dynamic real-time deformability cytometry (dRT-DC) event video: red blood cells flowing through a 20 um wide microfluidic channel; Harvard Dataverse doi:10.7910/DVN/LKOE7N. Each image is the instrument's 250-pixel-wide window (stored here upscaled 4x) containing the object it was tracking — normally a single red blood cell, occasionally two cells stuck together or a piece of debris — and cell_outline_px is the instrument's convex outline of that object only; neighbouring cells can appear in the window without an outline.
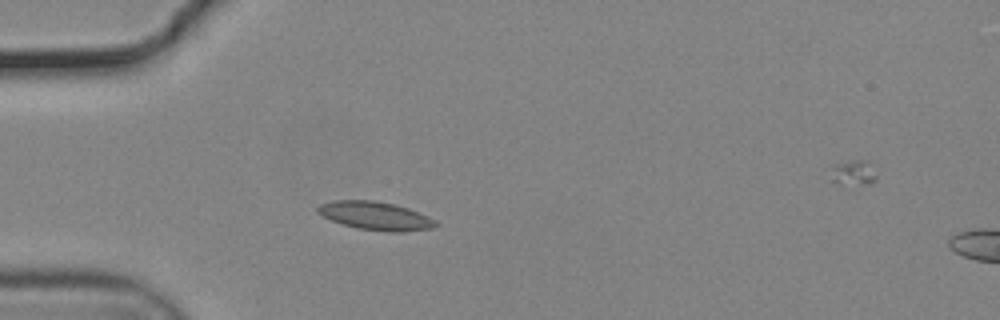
{"species": "common noctule bat (a hibernating species)", "species_latin": "Nyctalus noctula", "temperature_condition": "cold", "stored_images_in_passage": 54, "camera_frame_rate_fps": 3000, "um_per_image_px": 0.085, "animal": {"sex": "male", "body_mass_g": 19.2, "forearm_length_mm": 51.8}, "frame": {"image": 1, "passage_image": 14, "time_ms": 4.333, "image_size_px": [1000, 320], "cell_outline_px": [[440, 224], [432, 228], [400, 232], [388, 232], [356, 228], [332, 220], [316, 212], [316, 208], [320, 204], [332, 200], [376, 200], [396, 204], [408, 208], [428, 216], [436, 220]], "centroid_in_image_um": [31.93, 18.34], "position_along_channel_um": 53.1, "area_um2": 19.59}}
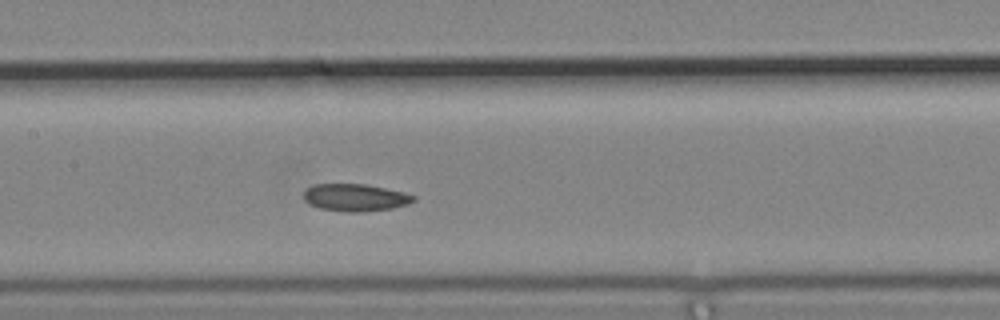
{"frame": {"image": 2, "passage_image": 25, "time_ms": 8.0, "image_size_px": [1000, 320], "cell_outline_px": [[416, 200], [408, 204], [392, 208], [360, 212], [344, 212], [320, 208], [308, 204], [304, 200], [304, 192], [308, 188], [316, 184], [364, 184], [404, 192], [416, 196]], "centroid_in_image_um": [30.2, 16.8], "position_along_channel_um": 177.2, "area_um2": 17.46}}
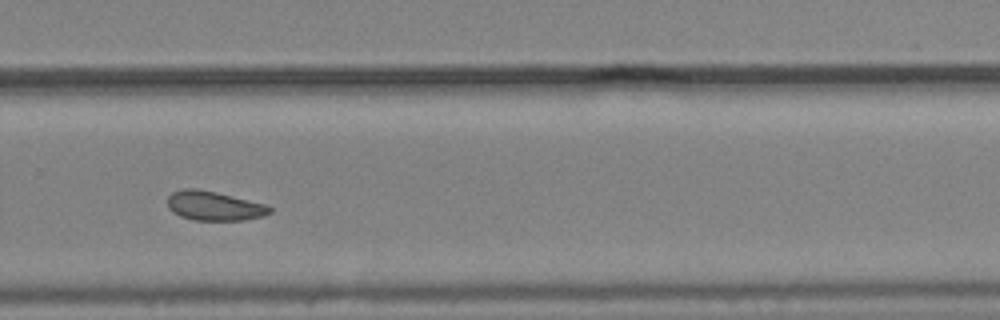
{"frame": {"image": 3, "passage_image": 36, "time_ms": 11.667, "image_size_px": [1000, 320], "cell_outline_px": [[272, 212], [264, 216], [244, 220], [192, 220], [180, 216], [172, 212], [168, 208], [168, 196], [172, 192], [184, 188], [196, 188], [216, 192], [264, 204], [272, 208]], "centroid_in_image_um": [18.17, 17.5], "position_along_channel_um": 311.6, "area_um2": 17.46}, "authors_computed_cell_mechanics": {"area_um2": 17.8313, "velocity_mm_per_s": 3.6841, "shape_relaxation_time_tau1_ms": null, "shape_relaxation_time_tau2_ms": 5.1165, "deformation_change_tau1": null, "deformation_change_tau2": 0.083}}